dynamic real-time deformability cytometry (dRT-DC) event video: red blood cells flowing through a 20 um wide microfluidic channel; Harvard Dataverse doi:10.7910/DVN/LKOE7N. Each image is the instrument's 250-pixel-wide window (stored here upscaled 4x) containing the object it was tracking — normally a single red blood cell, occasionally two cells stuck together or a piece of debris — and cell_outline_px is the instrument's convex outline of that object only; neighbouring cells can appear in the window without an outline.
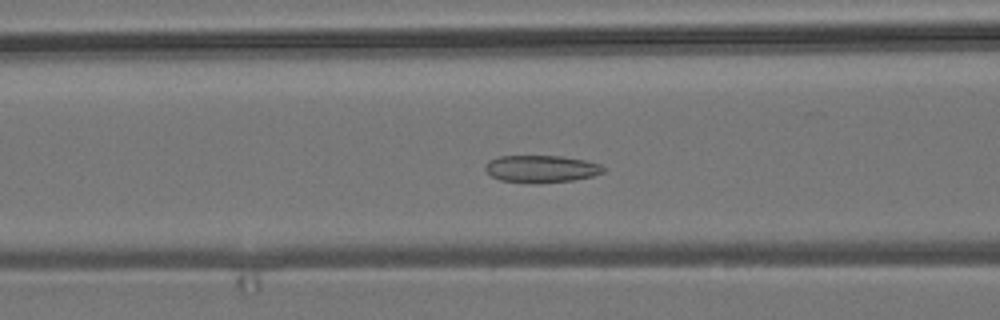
{"species": "common noctule bat (a hibernating species)", "species_latin": "Nyctalus noctula", "temperature_condition": "room temperature", "stored_images_in_passage": 50, "camera_frame_rate_fps": 3000, "um_per_image_px": 0.085, "animal": {"sex": "male", "body_mass_g": 19.2, "forearm_length_mm": 51.8}, "frame": {"image": 1, "passage_image": 18, "time_ms": 5.667, "image_size_px": [1000, 320], "cell_outline_px": [[608, 168], [604, 172], [592, 176], [572, 180], [500, 180], [492, 176], [484, 168], [484, 164], [488, 160], [500, 156], [560, 156], [584, 160], [600, 164]], "centroid_in_image_um": [46.03, 14.29], "position_along_channel_um": 120.6, "area_um2": 17.86}}
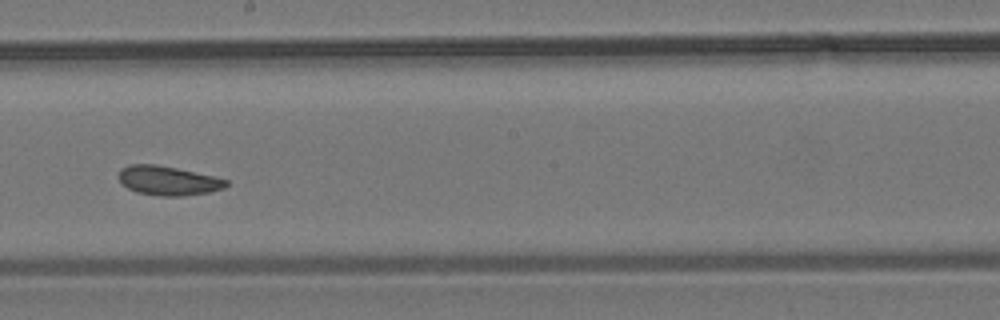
{"frame": {"image": 2, "passage_image": 27, "time_ms": 8.667, "image_size_px": [1000, 320], "cell_outline_px": [[228, 184], [224, 188], [208, 192], [180, 196], [164, 196], [136, 192], [128, 188], [116, 176], [120, 168], [128, 164], [156, 164], [176, 168], [212, 176], [228, 180]], "centroid_in_image_um": [14.24, 15.34], "position_along_channel_um": 234.0, "area_um2": 18.21}}
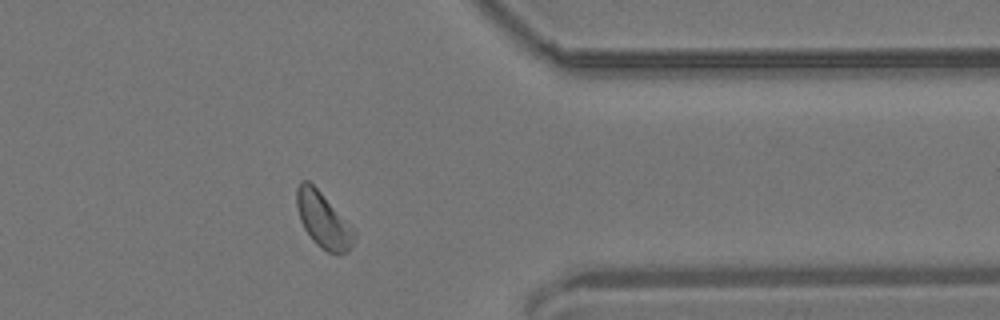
{"frame": {"image": 3, "passage_image": 40, "time_ms": 13.0, "image_size_px": [1000, 320], "cell_outline_px": [[356, 236], [348, 252], [340, 256], [328, 252], [320, 248], [312, 240], [304, 228], [300, 220], [296, 204], [296, 188], [300, 180], [308, 180], [320, 192], [356, 232]], "centroid_in_image_um": [27.46, 18.75], "position_along_channel_um": 383.9, "area_um2": 18.5}, "authors_computed_cell_mechanics": {"area_um2": 18.785, "velocity_mm_per_s": 3.7808, "shape_relaxation_time_tau1_ms": 5.6049, "shape_relaxation_time_tau2_ms": 3.1297, "deformation_change_tau1": 0.0779, "deformation_change_tau2": 0.0756}}